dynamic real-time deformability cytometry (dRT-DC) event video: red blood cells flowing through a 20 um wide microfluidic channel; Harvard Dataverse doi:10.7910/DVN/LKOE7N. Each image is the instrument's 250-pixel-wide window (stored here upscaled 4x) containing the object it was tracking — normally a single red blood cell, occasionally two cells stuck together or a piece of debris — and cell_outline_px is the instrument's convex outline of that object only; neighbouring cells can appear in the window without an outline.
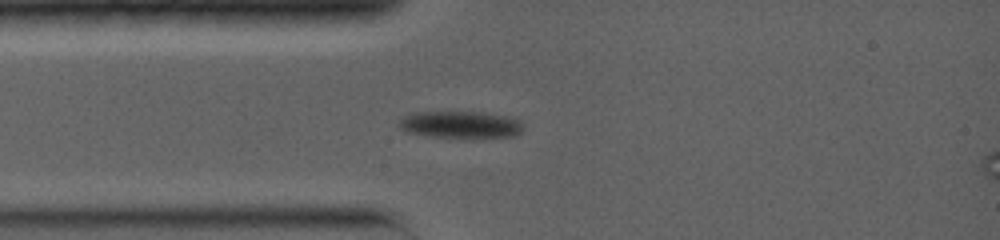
{"species": "common noctule bat (a hibernating species)", "species_latin": "Nyctalus noctula", "temperature_condition": "warm", "stored_images_in_passage": 7, "camera_frame_rate_fps": 5000, "um_per_image_px": 0.085, "animal": {"sex": "female", "body_mass_g": 19.0, "forearm_length_mm": 56.7}, "frame": {"image": 1, "passage_image": 4, "time_ms": 2.4, "image_size_px": [1000, 240], "cell_outline_px": [[524, 128], [516, 136], [468, 140], [464, 140], [432, 136], [408, 132], [400, 128], [396, 124], [408, 112], [480, 112], [508, 116], [520, 120], [524, 124]], "centroid_in_image_um": [39.19, 10.63], "position_along_channel_um": 45.8, "area_um2": 20.52}}
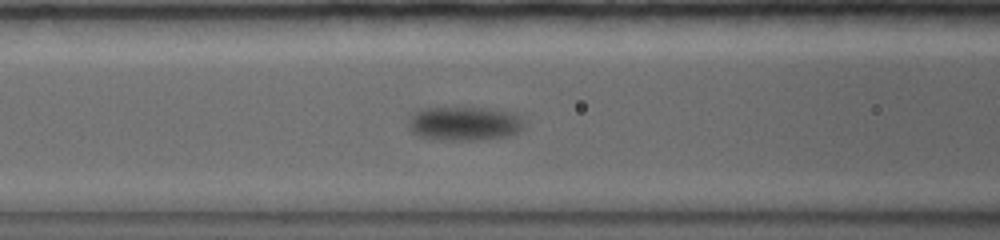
{"frame": {"image": 2, "passage_image": 7, "time_ms": 4.8, "image_size_px": [1000, 240], "cell_outline_px": [[524, 128], [508, 136], [484, 140], [444, 140], [416, 136], [408, 128], [408, 112], [420, 108], [488, 108], [512, 112], [520, 116], [524, 124]], "centroid_in_image_um": [39.4, 10.5], "position_along_channel_um": 127.2, "area_um2": 23.47}}